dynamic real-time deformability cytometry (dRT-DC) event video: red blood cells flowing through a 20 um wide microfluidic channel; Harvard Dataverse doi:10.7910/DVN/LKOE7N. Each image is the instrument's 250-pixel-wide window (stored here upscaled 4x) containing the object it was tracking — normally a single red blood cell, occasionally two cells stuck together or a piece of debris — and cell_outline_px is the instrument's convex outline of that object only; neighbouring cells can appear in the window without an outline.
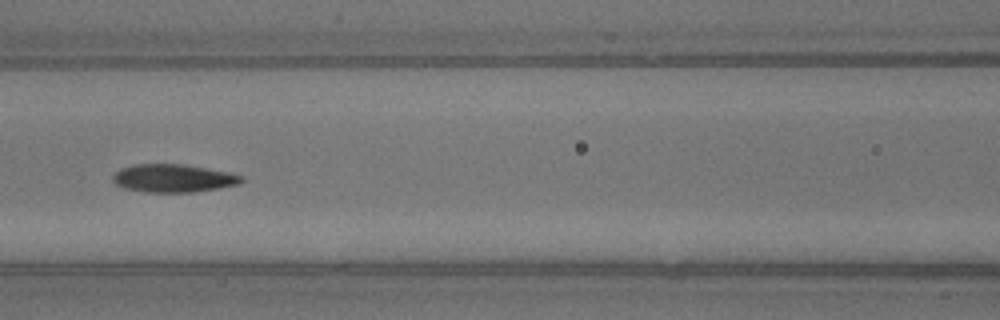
{"species": "common noctule bat (a hibernating species)", "species_latin": "Nyctalus noctula", "temperature_condition": "warm", "stored_images_in_passage": 19, "camera_frame_rate_fps": 3000, "um_per_image_px": 0.085, "animal": {"sex": "male", "body_mass_g": 13.3}, "frame": {"image": 1, "passage_image": 9, "time_ms": 2.667, "image_size_px": [1000, 320], "cell_outline_px": [[244, 180], [240, 184], [192, 192], [144, 192], [124, 188], [116, 184], [112, 180], [112, 176], [120, 168], [132, 164], [184, 164], [228, 172], [240, 176]], "centroid_in_image_um": [14.68, 15.14], "position_along_channel_um": 151.9, "area_um2": 20.92}}